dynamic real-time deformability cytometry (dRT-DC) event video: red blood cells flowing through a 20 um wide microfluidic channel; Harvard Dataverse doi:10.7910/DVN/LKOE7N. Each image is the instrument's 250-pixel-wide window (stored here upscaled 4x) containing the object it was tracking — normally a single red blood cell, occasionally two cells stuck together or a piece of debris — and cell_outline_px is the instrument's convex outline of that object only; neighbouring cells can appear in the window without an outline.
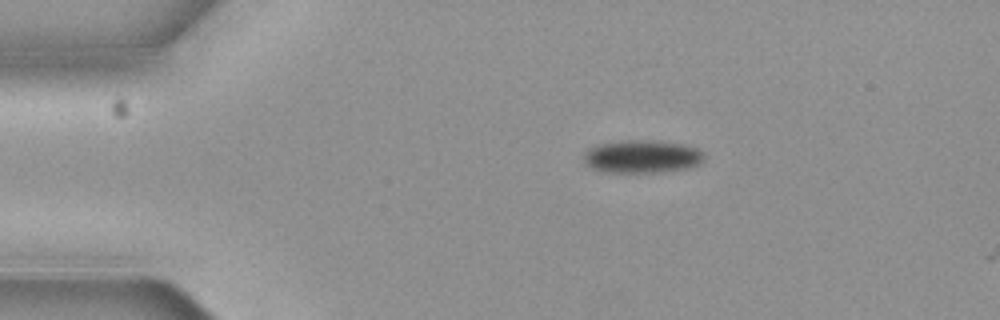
{"species": "common noctule bat (a hibernating species)", "species_latin": "Nyctalus noctula", "temperature_condition": "cold", "stored_images_in_passage": 2, "camera_frame_rate_fps": 3000, "um_per_image_px": 0.085, "animal": {"sex": "female", "body_mass_g": 19.3, "forearm_length_mm": 54.1}, "frame": {"image": 1, "passage_image": 1, "time_ms": 0.0, "image_size_px": [1000, 320], "cell_outline_px": [[704, 160], [700, 164], [692, 168], [660, 172], [600, 172], [592, 168], [584, 160], [584, 156], [592, 148], [600, 144], [628, 140], [636, 140], [680, 144], [696, 148], [704, 152]], "centroid_in_image_um": [54.64, 13.34], "position_along_channel_um": 30.4, "area_um2": 22.72}}